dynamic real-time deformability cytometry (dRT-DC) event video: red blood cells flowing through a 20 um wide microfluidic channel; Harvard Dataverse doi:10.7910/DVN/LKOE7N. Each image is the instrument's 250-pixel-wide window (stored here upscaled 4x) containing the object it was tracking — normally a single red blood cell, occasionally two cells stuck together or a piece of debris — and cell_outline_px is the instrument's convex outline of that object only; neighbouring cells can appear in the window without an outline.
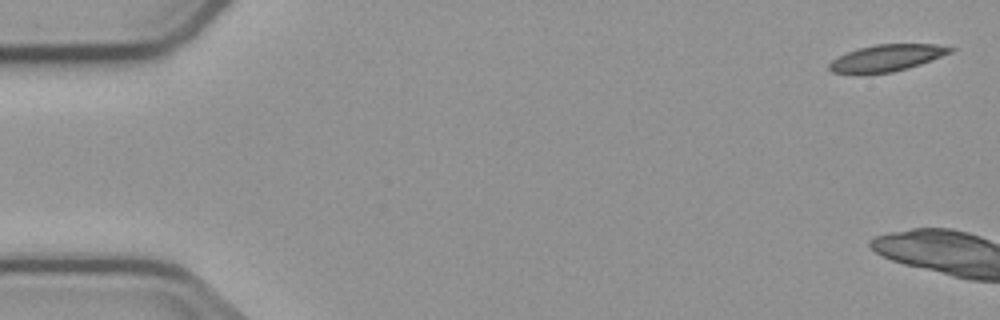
{"species": "common noctule bat (a hibernating species)", "species_latin": "Nyctalus noctula", "temperature_condition": "cold", "stored_images_in_passage": 4, "camera_frame_rate_fps": 3000, "um_per_image_px": 0.085, "animal": {"sex": "male", "body_mass_g": 23.1, "forearm_length_mm": 52.7}, "frame": {"image": 1, "passage_image": 1, "time_ms": 0.0, "image_size_px": [1000, 320], "cell_outline_px": [[956, 48], [952, 52], [932, 60], [908, 68], [892, 72], [832, 72], [828, 68], [828, 64], [836, 56], [860, 48], [876, 44], [936, 44]], "centroid_in_image_um": [75.41, 4.9], "position_along_channel_um": 9.6, "area_um2": 18.44}}